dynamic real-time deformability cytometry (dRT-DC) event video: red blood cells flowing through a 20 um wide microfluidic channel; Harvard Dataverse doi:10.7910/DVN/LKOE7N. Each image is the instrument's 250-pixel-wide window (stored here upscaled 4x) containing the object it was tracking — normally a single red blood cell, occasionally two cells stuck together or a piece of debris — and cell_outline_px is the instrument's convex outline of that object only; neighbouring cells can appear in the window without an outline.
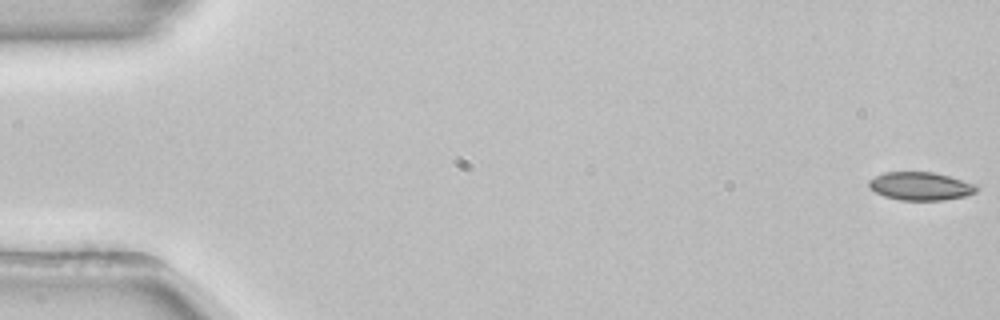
{"species": "common noctule bat (a hibernating species)", "species_latin": "Nyctalus noctula", "temperature_condition": "room temperature", "stored_images_in_passage": 54, "camera_frame_rate_fps": 3000, "um_per_image_px": 0.085, "animal": {"sex": "female", "body_mass_g": 22.7, "forearm_length_mm": 54.2}, "frame": {"image": 1, "passage_image": 1, "time_ms": 0.0, "image_size_px": [1000, 320], "cell_outline_px": [[980, 188], [976, 192], [968, 196], [944, 200], [900, 200], [884, 196], [868, 188], [868, 180], [884, 172], [932, 172], [948, 176], [976, 184]], "centroid_in_image_um": [78.26, 15.83], "position_along_channel_um": 6.7, "area_um2": 17.8}}
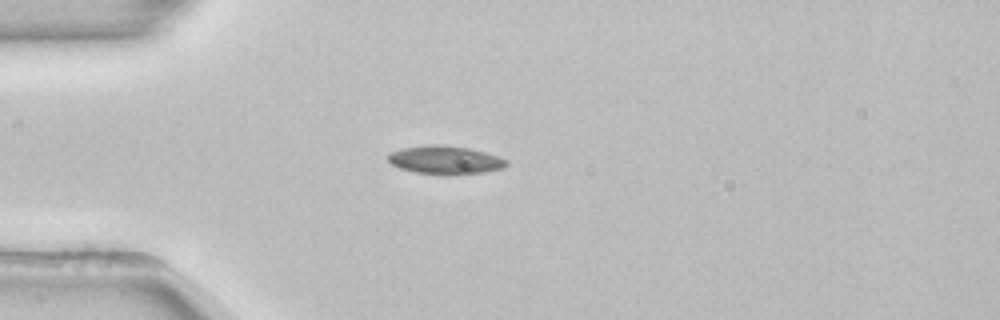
{"frame": {"image": 2, "passage_image": 15, "time_ms": 4.667, "image_size_px": [1000, 320], "cell_outline_px": [[508, 164], [504, 168], [484, 172], [416, 172], [400, 168], [392, 164], [388, 160], [388, 152], [404, 148], [428, 144], [444, 144], [468, 148], [484, 152], [508, 160]], "centroid_in_image_um": [37.82, 13.54], "position_along_channel_um": 47.2, "area_um2": 18.79}}
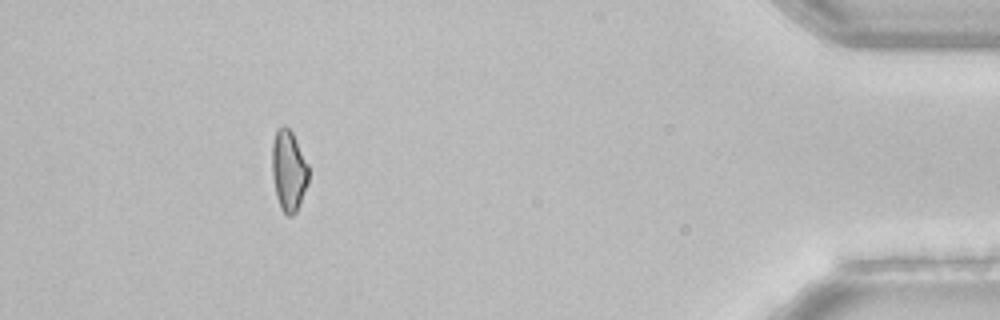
{"frame": {"image": 3, "passage_image": 49, "time_ms": 16.0, "image_size_px": [1000, 320], "cell_outline_px": [[308, 184], [300, 204], [296, 212], [292, 216], [288, 216], [280, 208], [276, 196], [272, 176], [272, 144], [276, 128], [284, 124], [292, 132], [308, 164]], "centroid_in_image_um": [24.53, 14.5], "position_along_channel_um": 410.7, "area_um2": 17.4}}